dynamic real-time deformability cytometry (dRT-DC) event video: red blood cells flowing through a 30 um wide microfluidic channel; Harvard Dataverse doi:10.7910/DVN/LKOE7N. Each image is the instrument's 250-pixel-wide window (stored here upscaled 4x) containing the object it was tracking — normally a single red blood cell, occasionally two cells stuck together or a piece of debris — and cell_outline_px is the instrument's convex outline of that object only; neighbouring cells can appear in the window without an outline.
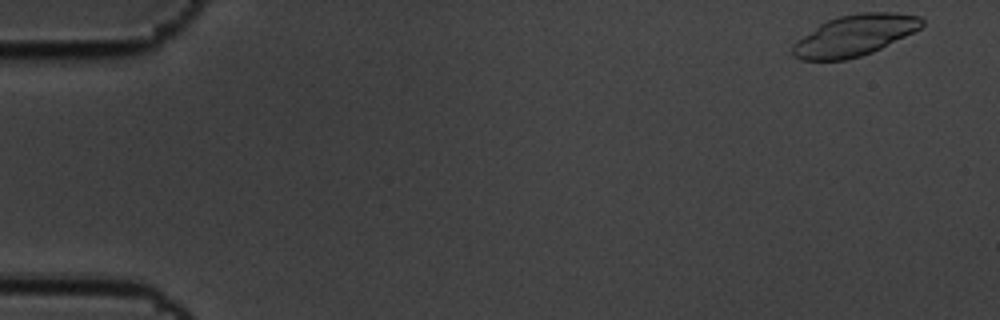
{"species": "common noctule bat (a hibernating species)", "species_latin": "Nyctalus noctula", "temperature_condition": "cold", "stored_images_in_passage": 25, "camera_frame_rate_fps": 3000, "um_per_image_px": 0.085, "animal": {"sex": "male", "body_mass_g": 19.5, "forearm_length_mm": 54.6}, "frame": {"image": 1, "passage_image": 1, "time_ms": 0.0, "image_size_px": [1000, 320], "cell_outline_px": [[924, 24], [920, 28], [872, 52], [860, 56], [844, 60], [800, 60], [792, 56], [792, 44], [796, 40], [820, 24], [828, 20], [840, 16], [864, 12], [892, 12], [920, 16], [924, 20]], "centroid_in_image_um": [72.6, 3.01], "position_along_channel_um": 12.4, "area_um2": 30.63}}